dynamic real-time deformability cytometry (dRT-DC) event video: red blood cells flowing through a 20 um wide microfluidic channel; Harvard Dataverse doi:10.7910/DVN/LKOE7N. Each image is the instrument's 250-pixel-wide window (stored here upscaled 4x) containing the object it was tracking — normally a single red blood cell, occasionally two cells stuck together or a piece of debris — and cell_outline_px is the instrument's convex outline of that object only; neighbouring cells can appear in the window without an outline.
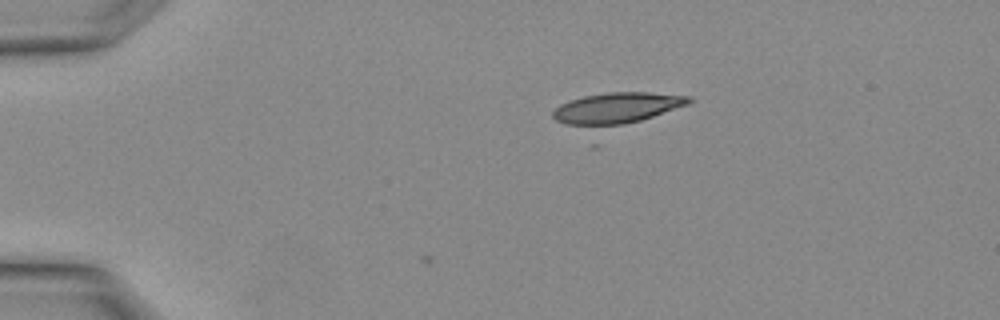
{"species": "Egyptian fruit bat (a non-hibernating species)", "species_latin": "Rousettus aegyptiacus", "temperature_condition": "warm", "stored_images_in_passage": 2, "camera_frame_rate_fps": 3000, "um_per_image_px": 0.085, "animal": {"sex": "female"}, "frame": {"image": 1, "passage_image": 1, "time_ms": 0.0, "image_size_px": [1000, 320], "cell_outline_px": [[692, 100], [688, 104], [640, 120], [624, 124], [596, 128], [592, 128], [564, 124], [556, 120], [552, 116], [552, 112], [560, 104], [584, 96], [608, 92], [648, 92], [692, 96]], "centroid_in_image_um": [52.38, 9.2], "position_along_channel_um": 32.6, "area_um2": 24.68}}
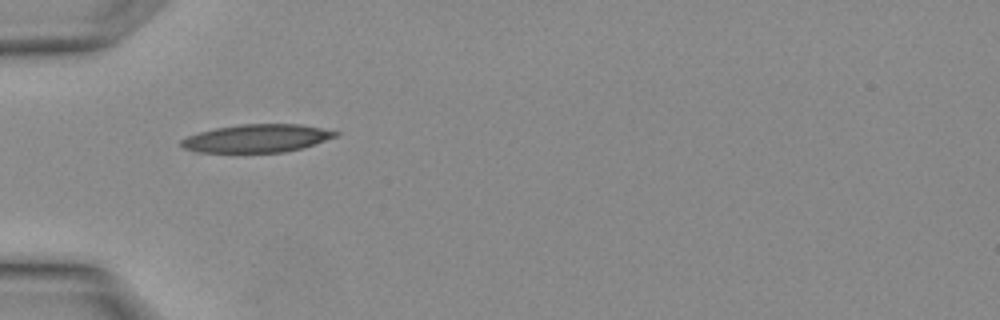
{"frame": {"image": 2, "passage_image": 2, "time_ms": 0.333, "image_size_px": [1000, 320], "cell_outline_px": [[340, 132], [336, 136], [316, 144], [304, 148], [284, 152], [196, 152], [180, 148], [180, 140], [188, 136], [200, 132], [216, 128], [240, 124], [300, 124]], "centroid_in_image_um": [21.81, 11.76], "position_along_channel_um": 63.2, "area_um2": 25.2}}